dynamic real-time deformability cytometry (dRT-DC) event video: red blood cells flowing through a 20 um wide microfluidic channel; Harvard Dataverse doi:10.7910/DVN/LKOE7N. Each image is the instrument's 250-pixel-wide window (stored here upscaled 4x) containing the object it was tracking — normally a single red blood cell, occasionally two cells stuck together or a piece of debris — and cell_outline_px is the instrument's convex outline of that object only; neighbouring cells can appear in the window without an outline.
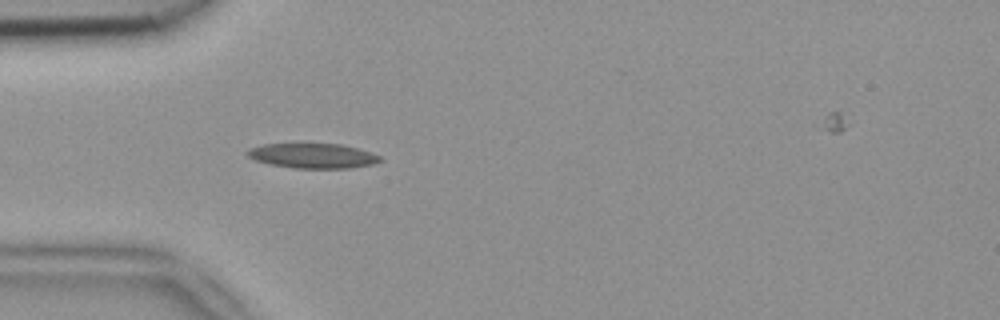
{"species": "common noctule bat (a hibernating species)", "species_latin": "Nyctalus noctula", "temperature_condition": "room temperature", "stored_images_in_passage": 42, "camera_frame_rate_fps": 3000, "um_per_image_px": 0.085, "animal": {"sex": "female", "body_mass_g": 18.4}, "frame": {"image": 1, "passage_image": 7, "time_ms": 2.0, "image_size_px": [1000, 320], "cell_outline_px": [[384, 160], [372, 164], [348, 168], [292, 168], [268, 164], [256, 160], [248, 156], [244, 152], [248, 148], [264, 144], [340, 144], [356, 148], [380, 156]], "centroid_in_image_um": [26.54, 13.24], "position_along_channel_um": 58.5, "area_um2": 19.13}}
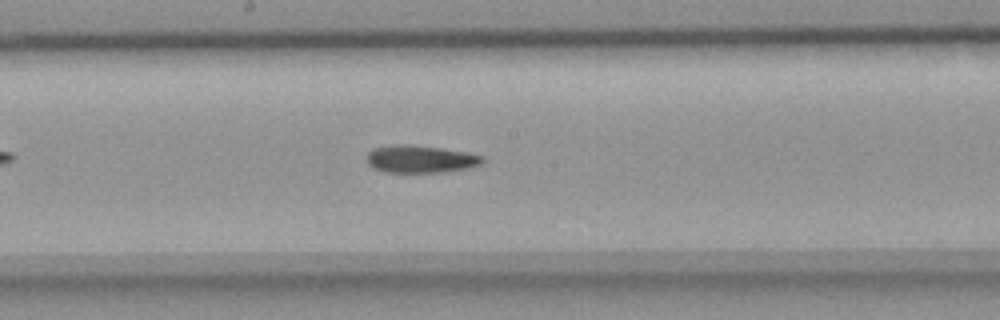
{"frame": {"image": 2, "passage_image": 19, "time_ms": 6.0, "image_size_px": [1000, 320], "cell_outline_px": [[484, 160], [480, 164], [468, 168], [444, 172], [384, 172], [368, 164], [364, 156], [372, 148], [396, 144], [408, 144], [440, 148], [468, 152], [484, 156]], "centroid_in_image_um": [35.71, 13.51], "position_along_channel_um": 212.5, "area_um2": 18.67}}
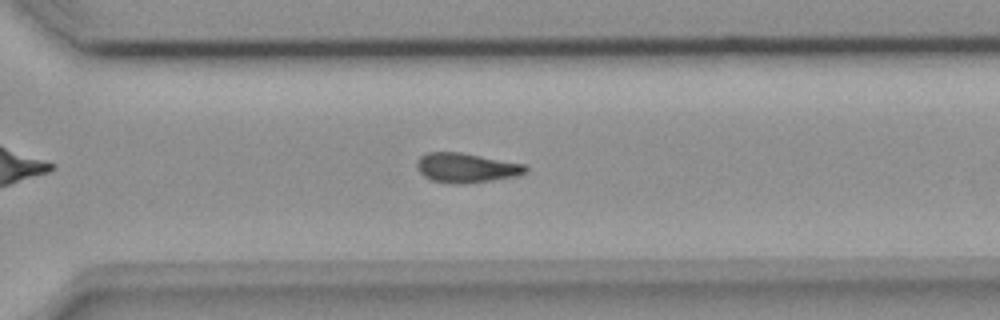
{"frame": {"image": 3, "passage_image": 28, "time_ms": 9.0, "image_size_px": [1000, 320], "cell_outline_px": [[528, 172], [516, 176], [492, 180], [460, 184], [448, 184], [432, 180], [424, 176], [416, 168], [416, 164], [420, 156], [428, 152], [460, 152], [528, 164]], "centroid_in_image_um": [39.66, 14.26], "position_along_channel_um": 330.9, "area_um2": 18.96}}